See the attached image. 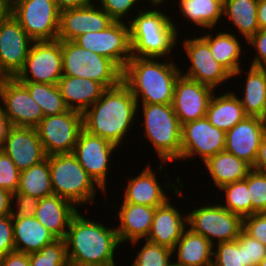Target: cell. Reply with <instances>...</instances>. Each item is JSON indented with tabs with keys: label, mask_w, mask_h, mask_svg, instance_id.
I'll list each match as a JSON object with an SVG mask.
<instances>
[{
	"label": "cell",
	"mask_w": 266,
	"mask_h": 266,
	"mask_svg": "<svg viewBox=\"0 0 266 266\" xmlns=\"http://www.w3.org/2000/svg\"><path fill=\"white\" fill-rule=\"evenodd\" d=\"M137 113L136 99L121 81L106 88L102 96L82 113L83 129L120 147L135 123Z\"/></svg>",
	"instance_id": "1"
},
{
	"label": "cell",
	"mask_w": 266,
	"mask_h": 266,
	"mask_svg": "<svg viewBox=\"0 0 266 266\" xmlns=\"http://www.w3.org/2000/svg\"><path fill=\"white\" fill-rule=\"evenodd\" d=\"M64 240L70 266H116L115 250L121 246L116 228L89 220L78 211Z\"/></svg>",
	"instance_id": "2"
},
{
	"label": "cell",
	"mask_w": 266,
	"mask_h": 266,
	"mask_svg": "<svg viewBox=\"0 0 266 266\" xmlns=\"http://www.w3.org/2000/svg\"><path fill=\"white\" fill-rule=\"evenodd\" d=\"M159 59L132 57L123 69L122 81L129 87L137 105L173 102L176 80L184 70L169 58L165 62Z\"/></svg>",
	"instance_id": "3"
},
{
	"label": "cell",
	"mask_w": 266,
	"mask_h": 266,
	"mask_svg": "<svg viewBox=\"0 0 266 266\" xmlns=\"http://www.w3.org/2000/svg\"><path fill=\"white\" fill-rule=\"evenodd\" d=\"M169 16L158 8L141 9L134 18L126 21L132 57L169 58L180 35L177 24Z\"/></svg>",
	"instance_id": "4"
},
{
	"label": "cell",
	"mask_w": 266,
	"mask_h": 266,
	"mask_svg": "<svg viewBox=\"0 0 266 266\" xmlns=\"http://www.w3.org/2000/svg\"><path fill=\"white\" fill-rule=\"evenodd\" d=\"M139 107L143 109L145 137L156 150L160 163L177 161L181 155L182 126L172 104H140L137 111Z\"/></svg>",
	"instance_id": "5"
},
{
	"label": "cell",
	"mask_w": 266,
	"mask_h": 266,
	"mask_svg": "<svg viewBox=\"0 0 266 266\" xmlns=\"http://www.w3.org/2000/svg\"><path fill=\"white\" fill-rule=\"evenodd\" d=\"M46 158L49 161L53 193L70 201L76 208L78 205L93 203L97 189L103 191L72 153Z\"/></svg>",
	"instance_id": "6"
},
{
	"label": "cell",
	"mask_w": 266,
	"mask_h": 266,
	"mask_svg": "<svg viewBox=\"0 0 266 266\" xmlns=\"http://www.w3.org/2000/svg\"><path fill=\"white\" fill-rule=\"evenodd\" d=\"M63 75L87 78L111 88L122 81L123 71L110 59L80 47L74 41H62Z\"/></svg>",
	"instance_id": "7"
},
{
	"label": "cell",
	"mask_w": 266,
	"mask_h": 266,
	"mask_svg": "<svg viewBox=\"0 0 266 266\" xmlns=\"http://www.w3.org/2000/svg\"><path fill=\"white\" fill-rule=\"evenodd\" d=\"M187 227L215 245L236 240L243 230V218L222 207L219 201L192 209L187 214Z\"/></svg>",
	"instance_id": "8"
},
{
	"label": "cell",
	"mask_w": 266,
	"mask_h": 266,
	"mask_svg": "<svg viewBox=\"0 0 266 266\" xmlns=\"http://www.w3.org/2000/svg\"><path fill=\"white\" fill-rule=\"evenodd\" d=\"M10 13L33 41L57 40L60 10L54 0H17Z\"/></svg>",
	"instance_id": "9"
},
{
	"label": "cell",
	"mask_w": 266,
	"mask_h": 266,
	"mask_svg": "<svg viewBox=\"0 0 266 266\" xmlns=\"http://www.w3.org/2000/svg\"><path fill=\"white\" fill-rule=\"evenodd\" d=\"M63 76L62 41H34L23 69L15 77L19 82L58 85Z\"/></svg>",
	"instance_id": "10"
},
{
	"label": "cell",
	"mask_w": 266,
	"mask_h": 266,
	"mask_svg": "<svg viewBox=\"0 0 266 266\" xmlns=\"http://www.w3.org/2000/svg\"><path fill=\"white\" fill-rule=\"evenodd\" d=\"M36 130L47 156L70 154L83 130L82 113L68 109L62 114L44 117Z\"/></svg>",
	"instance_id": "11"
},
{
	"label": "cell",
	"mask_w": 266,
	"mask_h": 266,
	"mask_svg": "<svg viewBox=\"0 0 266 266\" xmlns=\"http://www.w3.org/2000/svg\"><path fill=\"white\" fill-rule=\"evenodd\" d=\"M74 42L112 60L122 71L132 58L129 24L125 21H115L103 31L82 34Z\"/></svg>",
	"instance_id": "12"
},
{
	"label": "cell",
	"mask_w": 266,
	"mask_h": 266,
	"mask_svg": "<svg viewBox=\"0 0 266 266\" xmlns=\"http://www.w3.org/2000/svg\"><path fill=\"white\" fill-rule=\"evenodd\" d=\"M33 42L11 13L0 22V73L4 78H15L23 69Z\"/></svg>",
	"instance_id": "13"
},
{
	"label": "cell",
	"mask_w": 266,
	"mask_h": 266,
	"mask_svg": "<svg viewBox=\"0 0 266 266\" xmlns=\"http://www.w3.org/2000/svg\"><path fill=\"white\" fill-rule=\"evenodd\" d=\"M225 136L226 132L213 126L206 117L183 124L178 161L198 155L204 163L209 157L225 150Z\"/></svg>",
	"instance_id": "14"
},
{
	"label": "cell",
	"mask_w": 266,
	"mask_h": 266,
	"mask_svg": "<svg viewBox=\"0 0 266 266\" xmlns=\"http://www.w3.org/2000/svg\"><path fill=\"white\" fill-rule=\"evenodd\" d=\"M118 148L100 136L92 135L84 129L80 132L72 154L95 183L106 192L109 161Z\"/></svg>",
	"instance_id": "15"
},
{
	"label": "cell",
	"mask_w": 266,
	"mask_h": 266,
	"mask_svg": "<svg viewBox=\"0 0 266 266\" xmlns=\"http://www.w3.org/2000/svg\"><path fill=\"white\" fill-rule=\"evenodd\" d=\"M0 101L12 126L36 128L44 118L40 105L16 78L1 81Z\"/></svg>",
	"instance_id": "16"
},
{
	"label": "cell",
	"mask_w": 266,
	"mask_h": 266,
	"mask_svg": "<svg viewBox=\"0 0 266 266\" xmlns=\"http://www.w3.org/2000/svg\"><path fill=\"white\" fill-rule=\"evenodd\" d=\"M183 47L188 56L190 67L181 74L205 84L216 91L223 82L232 79V74L212 54L208 43L201 37L184 38Z\"/></svg>",
	"instance_id": "17"
},
{
	"label": "cell",
	"mask_w": 266,
	"mask_h": 266,
	"mask_svg": "<svg viewBox=\"0 0 266 266\" xmlns=\"http://www.w3.org/2000/svg\"><path fill=\"white\" fill-rule=\"evenodd\" d=\"M214 92L205 84L179 75L174 86L172 106L181 126L206 116Z\"/></svg>",
	"instance_id": "18"
},
{
	"label": "cell",
	"mask_w": 266,
	"mask_h": 266,
	"mask_svg": "<svg viewBox=\"0 0 266 266\" xmlns=\"http://www.w3.org/2000/svg\"><path fill=\"white\" fill-rule=\"evenodd\" d=\"M115 20L93 1L86 6L60 11L57 39L74 41L87 32H99L111 26Z\"/></svg>",
	"instance_id": "19"
},
{
	"label": "cell",
	"mask_w": 266,
	"mask_h": 266,
	"mask_svg": "<svg viewBox=\"0 0 266 266\" xmlns=\"http://www.w3.org/2000/svg\"><path fill=\"white\" fill-rule=\"evenodd\" d=\"M264 134V119L246 116L226 132L225 151L232 153L253 167Z\"/></svg>",
	"instance_id": "20"
},
{
	"label": "cell",
	"mask_w": 266,
	"mask_h": 266,
	"mask_svg": "<svg viewBox=\"0 0 266 266\" xmlns=\"http://www.w3.org/2000/svg\"><path fill=\"white\" fill-rule=\"evenodd\" d=\"M24 171L46 159L36 128L12 126L2 149Z\"/></svg>",
	"instance_id": "21"
},
{
	"label": "cell",
	"mask_w": 266,
	"mask_h": 266,
	"mask_svg": "<svg viewBox=\"0 0 266 266\" xmlns=\"http://www.w3.org/2000/svg\"><path fill=\"white\" fill-rule=\"evenodd\" d=\"M169 201L156 207L151 229L145 240L172 250L187 229V215H182Z\"/></svg>",
	"instance_id": "22"
},
{
	"label": "cell",
	"mask_w": 266,
	"mask_h": 266,
	"mask_svg": "<svg viewBox=\"0 0 266 266\" xmlns=\"http://www.w3.org/2000/svg\"><path fill=\"white\" fill-rule=\"evenodd\" d=\"M156 207L122 203L118 209L120 224L116 227L119 242L138 245L146 239L153 222Z\"/></svg>",
	"instance_id": "23"
},
{
	"label": "cell",
	"mask_w": 266,
	"mask_h": 266,
	"mask_svg": "<svg viewBox=\"0 0 266 266\" xmlns=\"http://www.w3.org/2000/svg\"><path fill=\"white\" fill-rule=\"evenodd\" d=\"M155 171L146 165L140 174L128 179V184L124 187L122 203H132L149 207H159L164 205L169 198L164 191V187L158 182Z\"/></svg>",
	"instance_id": "24"
},
{
	"label": "cell",
	"mask_w": 266,
	"mask_h": 266,
	"mask_svg": "<svg viewBox=\"0 0 266 266\" xmlns=\"http://www.w3.org/2000/svg\"><path fill=\"white\" fill-rule=\"evenodd\" d=\"M78 209L70 201L53 194L40 199L34 217L57 239H64Z\"/></svg>",
	"instance_id": "25"
},
{
	"label": "cell",
	"mask_w": 266,
	"mask_h": 266,
	"mask_svg": "<svg viewBox=\"0 0 266 266\" xmlns=\"http://www.w3.org/2000/svg\"><path fill=\"white\" fill-rule=\"evenodd\" d=\"M58 87L66 107L81 113L91 107L106 89L99 82L66 75L60 78Z\"/></svg>",
	"instance_id": "26"
},
{
	"label": "cell",
	"mask_w": 266,
	"mask_h": 266,
	"mask_svg": "<svg viewBox=\"0 0 266 266\" xmlns=\"http://www.w3.org/2000/svg\"><path fill=\"white\" fill-rule=\"evenodd\" d=\"M12 222L15 251L38 252L57 239L35 217L12 216Z\"/></svg>",
	"instance_id": "27"
},
{
	"label": "cell",
	"mask_w": 266,
	"mask_h": 266,
	"mask_svg": "<svg viewBox=\"0 0 266 266\" xmlns=\"http://www.w3.org/2000/svg\"><path fill=\"white\" fill-rule=\"evenodd\" d=\"M177 250V251H176ZM214 245L188 227L172 249L177 254V266H213Z\"/></svg>",
	"instance_id": "28"
},
{
	"label": "cell",
	"mask_w": 266,
	"mask_h": 266,
	"mask_svg": "<svg viewBox=\"0 0 266 266\" xmlns=\"http://www.w3.org/2000/svg\"><path fill=\"white\" fill-rule=\"evenodd\" d=\"M246 116L239 97L231 91L217 97L213 93L205 117L213 126L227 132Z\"/></svg>",
	"instance_id": "29"
},
{
	"label": "cell",
	"mask_w": 266,
	"mask_h": 266,
	"mask_svg": "<svg viewBox=\"0 0 266 266\" xmlns=\"http://www.w3.org/2000/svg\"><path fill=\"white\" fill-rule=\"evenodd\" d=\"M204 164L218 189L226 184L245 179L252 170V166L246 161L225 150L209 157Z\"/></svg>",
	"instance_id": "30"
},
{
	"label": "cell",
	"mask_w": 266,
	"mask_h": 266,
	"mask_svg": "<svg viewBox=\"0 0 266 266\" xmlns=\"http://www.w3.org/2000/svg\"><path fill=\"white\" fill-rule=\"evenodd\" d=\"M210 33H204L201 37L208 43L213 58L232 74V79L239 77L243 70L240 65L241 53L244 52L239 38L226 31L217 32L215 37Z\"/></svg>",
	"instance_id": "31"
},
{
	"label": "cell",
	"mask_w": 266,
	"mask_h": 266,
	"mask_svg": "<svg viewBox=\"0 0 266 266\" xmlns=\"http://www.w3.org/2000/svg\"><path fill=\"white\" fill-rule=\"evenodd\" d=\"M240 100L247 116L264 118L266 115V75L260 67L250 66Z\"/></svg>",
	"instance_id": "32"
},
{
	"label": "cell",
	"mask_w": 266,
	"mask_h": 266,
	"mask_svg": "<svg viewBox=\"0 0 266 266\" xmlns=\"http://www.w3.org/2000/svg\"><path fill=\"white\" fill-rule=\"evenodd\" d=\"M258 0H227L223 16L239 30L246 42L259 30L257 20Z\"/></svg>",
	"instance_id": "33"
},
{
	"label": "cell",
	"mask_w": 266,
	"mask_h": 266,
	"mask_svg": "<svg viewBox=\"0 0 266 266\" xmlns=\"http://www.w3.org/2000/svg\"><path fill=\"white\" fill-rule=\"evenodd\" d=\"M180 13L196 26L209 30L223 17V7L213 0H178Z\"/></svg>",
	"instance_id": "34"
},
{
	"label": "cell",
	"mask_w": 266,
	"mask_h": 266,
	"mask_svg": "<svg viewBox=\"0 0 266 266\" xmlns=\"http://www.w3.org/2000/svg\"><path fill=\"white\" fill-rule=\"evenodd\" d=\"M17 192L42 199L53 195L50 178L49 161L46 158L39 164L33 165L20 172Z\"/></svg>",
	"instance_id": "35"
},
{
	"label": "cell",
	"mask_w": 266,
	"mask_h": 266,
	"mask_svg": "<svg viewBox=\"0 0 266 266\" xmlns=\"http://www.w3.org/2000/svg\"><path fill=\"white\" fill-rule=\"evenodd\" d=\"M29 91L30 96L40 105L44 117L59 115L68 110L58 85L20 82Z\"/></svg>",
	"instance_id": "36"
},
{
	"label": "cell",
	"mask_w": 266,
	"mask_h": 266,
	"mask_svg": "<svg viewBox=\"0 0 266 266\" xmlns=\"http://www.w3.org/2000/svg\"><path fill=\"white\" fill-rule=\"evenodd\" d=\"M219 190L224 192L225 203L220 204L230 212L242 218L251 215V200L247 186V176L245 179L222 186Z\"/></svg>",
	"instance_id": "37"
},
{
	"label": "cell",
	"mask_w": 266,
	"mask_h": 266,
	"mask_svg": "<svg viewBox=\"0 0 266 266\" xmlns=\"http://www.w3.org/2000/svg\"><path fill=\"white\" fill-rule=\"evenodd\" d=\"M30 266H70L64 239H56L38 252L29 254Z\"/></svg>",
	"instance_id": "38"
},
{
	"label": "cell",
	"mask_w": 266,
	"mask_h": 266,
	"mask_svg": "<svg viewBox=\"0 0 266 266\" xmlns=\"http://www.w3.org/2000/svg\"><path fill=\"white\" fill-rule=\"evenodd\" d=\"M130 266H171L172 250L145 240Z\"/></svg>",
	"instance_id": "39"
},
{
	"label": "cell",
	"mask_w": 266,
	"mask_h": 266,
	"mask_svg": "<svg viewBox=\"0 0 266 266\" xmlns=\"http://www.w3.org/2000/svg\"><path fill=\"white\" fill-rule=\"evenodd\" d=\"M213 266H245L244 249L238 239L214 245Z\"/></svg>",
	"instance_id": "40"
},
{
	"label": "cell",
	"mask_w": 266,
	"mask_h": 266,
	"mask_svg": "<svg viewBox=\"0 0 266 266\" xmlns=\"http://www.w3.org/2000/svg\"><path fill=\"white\" fill-rule=\"evenodd\" d=\"M251 215L266 213V174L252 169L247 175Z\"/></svg>",
	"instance_id": "41"
},
{
	"label": "cell",
	"mask_w": 266,
	"mask_h": 266,
	"mask_svg": "<svg viewBox=\"0 0 266 266\" xmlns=\"http://www.w3.org/2000/svg\"><path fill=\"white\" fill-rule=\"evenodd\" d=\"M20 171L11 158L0 150V188L11 193L17 192L19 187Z\"/></svg>",
	"instance_id": "42"
},
{
	"label": "cell",
	"mask_w": 266,
	"mask_h": 266,
	"mask_svg": "<svg viewBox=\"0 0 266 266\" xmlns=\"http://www.w3.org/2000/svg\"><path fill=\"white\" fill-rule=\"evenodd\" d=\"M237 239L238 244L244 249L245 266H258L261 260L266 257V246L247 235L243 230Z\"/></svg>",
	"instance_id": "43"
},
{
	"label": "cell",
	"mask_w": 266,
	"mask_h": 266,
	"mask_svg": "<svg viewBox=\"0 0 266 266\" xmlns=\"http://www.w3.org/2000/svg\"><path fill=\"white\" fill-rule=\"evenodd\" d=\"M96 3L106 11L115 21L124 20L123 17L131 20V18L127 17L130 9L133 10L136 6L137 2L139 4V0H95ZM99 1V2H97ZM127 14V15H126Z\"/></svg>",
	"instance_id": "44"
},
{
	"label": "cell",
	"mask_w": 266,
	"mask_h": 266,
	"mask_svg": "<svg viewBox=\"0 0 266 266\" xmlns=\"http://www.w3.org/2000/svg\"><path fill=\"white\" fill-rule=\"evenodd\" d=\"M39 201L40 199L36 197L22 194L19 192H13L11 202H12V205H13V202L16 205L14 204V207H11L12 208L11 216L34 217L35 212L38 208ZM13 208H16V210Z\"/></svg>",
	"instance_id": "45"
},
{
	"label": "cell",
	"mask_w": 266,
	"mask_h": 266,
	"mask_svg": "<svg viewBox=\"0 0 266 266\" xmlns=\"http://www.w3.org/2000/svg\"><path fill=\"white\" fill-rule=\"evenodd\" d=\"M243 231L266 246V213H255L244 217Z\"/></svg>",
	"instance_id": "46"
},
{
	"label": "cell",
	"mask_w": 266,
	"mask_h": 266,
	"mask_svg": "<svg viewBox=\"0 0 266 266\" xmlns=\"http://www.w3.org/2000/svg\"><path fill=\"white\" fill-rule=\"evenodd\" d=\"M15 251L12 216L0 217V259Z\"/></svg>",
	"instance_id": "47"
},
{
	"label": "cell",
	"mask_w": 266,
	"mask_h": 266,
	"mask_svg": "<svg viewBox=\"0 0 266 266\" xmlns=\"http://www.w3.org/2000/svg\"><path fill=\"white\" fill-rule=\"evenodd\" d=\"M248 45L256 50L250 66L261 67L266 63V29H259L248 41Z\"/></svg>",
	"instance_id": "48"
},
{
	"label": "cell",
	"mask_w": 266,
	"mask_h": 266,
	"mask_svg": "<svg viewBox=\"0 0 266 266\" xmlns=\"http://www.w3.org/2000/svg\"><path fill=\"white\" fill-rule=\"evenodd\" d=\"M0 266H30L29 254L12 251L0 259Z\"/></svg>",
	"instance_id": "49"
},
{
	"label": "cell",
	"mask_w": 266,
	"mask_h": 266,
	"mask_svg": "<svg viewBox=\"0 0 266 266\" xmlns=\"http://www.w3.org/2000/svg\"><path fill=\"white\" fill-rule=\"evenodd\" d=\"M12 124L5 113L4 107L0 101V150L3 149L5 140L8 137V133Z\"/></svg>",
	"instance_id": "50"
},
{
	"label": "cell",
	"mask_w": 266,
	"mask_h": 266,
	"mask_svg": "<svg viewBox=\"0 0 266 266\" xmlns=\"http://www.w3.org/2000/svg\"><path fill=\"white\" fill-rule=\"evenodd\" d=\"M252 169L266 174V133L263 135L258 149L256 162Z\"/></svg>",
	"instance_id": "51"
},
{
	"label": "cell",
	"mask_w": 266,
	"mask_h": 266,
	"mask_svg": "<svg viewBox=\"0 0 266 266\" xmlns=\"http://www.w3.org/2000/svg\"><path fill=\"white\" fill-rule=\"evenodd\" d=\"M12 193L6 189L0 188V217L11 215Z\"/></svg>",
	"instance_id": "52"
},
{
	"label": "cell",
	"mask_w": 266,
	"mask_h": 266,
	"mask_svg": "<svg viewBox=\"0 0 266 266\" xmlns=\"http://www.w3.org/2000/svg\"><path fill=\"white\" fill-rule=\"evenodd\" d=\"M94 0H54L60 11L65 9L83 7L89 5Z\"/></svg>",
	"instance_id": "53"
},
{
	"label": "cell",
	"mask_w": 266,
	"mask_h": 266,
	"mask_svg": "<svg viewBox=\"0 0 266 266\" xmlns=\"http://www.w3.org/2000/svg\"><path fill=\"white\" fill-rule=\"evenodd\" d=\"M257 20L259 29H266V0H258Z\"/></svg>",
	"instance_id": "54"
},
{
	"label": "cell",
	"mask_w": 266,
	"mask_h": 266,
	"mask_svg": "<svg viewBox=\"0 0 266 266\" xmlns=\"http://www.w3.org/2000/svg\"><path fill=\"white\" fill-rule=\"evenodd\" d=\"M10 13V5L6 0H0V22Z\"/></svg>",
	"instance_id": "55"
},
{
	"label": "cell",
	"mask_w": 266,
	"mask_h": 266,
	"mask_svg": "<svg viewBox=\"0 0 266 266\" xmlns=\"http://www.w3.org/2000/svg\"><path fill=\"white\" fill-rule=\"evenodd\" d=\"M164 1L165 0H147V2H150L152 4L151 6H153L155 9H157L158 6H161L160 4L163 5V3H165Z\"/></svg>",
	"instance_id": "56"
},
{
	"label": "cell",
	"mask_w": 266,
	"mask_h": 266,
	"mask_svg": "<svg viewBox=\"0 0 266 266\" xmlns=\"http://www.w3.org/2000/svg\"><path fill=\"white\" fill-rule=\"evenodd\" d=\"M213 1L220 4L222 7H224L225 3L227 2V0H213Z\"/></svg>",
	"instance_id": "57"
},
{
	"label": "cell",
	"mask_w": 266,
	"mask_h": 266,
	"mask_svg": "<svg viewBox=\"0 0 266 266\" xmlns=\"http://www.w3.org/2000/svg\"><path fill=\"white\" fill-rule=\"evenodd\" d=\"M258 266H266V257H264L261 262L258 264Z\"/></svg>",
	"instance_id": "58"
},
{
	"label": "cell",
	"mask_w": 266,
	"mask_h": 266,
	"mask_svg": "<svg viewBox=\"0 0 266 266\" xmlns=\"http://www.w3.org/2000/svg\"><path fill=\"white\" fill-rule=\"evenodd\" d=\"M260 68L264 71V73L266 75V63L263 66H261Z\"/></svg>",
	"instance_id": "59"
},
{
	"label": "cell",
	"mask_w": 266,
	"mask_h": 266,
	"mask_svg": "<svg viewBox=\"0 0 266 266\" xmlns=\"http://www.w3.org/2000/svg\"><path fill=\"white\" fill-rule=\"evenodd\" d=\"M7 1V3L9 4V5H11V4H13L14 2H16L17 0H6Z\"/></svg>",
	"instance_id": "60"
},
{
	"label": "cell",
	"mask_w": 266,
	"mask_h": 266,
	"mask_svg": "<svg viewBox=\"0 0 266 266\" xmlns=\"http://www.w3.org/2000/svg\"><path fill=\"white\" fill-rule=\"evenodd\" d=\"M263 119H264V125H265V133H266V115Z\"/></svg>",
	"instance_id": "61"
},
{
	"label": "cell",
	"mask_w": 266,
	"mask_h": 266,
	"mask_svg": "<svg viewBox=\"0 0 266 266\" xmlns=\"http://www.w3.org/2000/svg\"><path fill=\"white\" fill-rule=\"evenodd\" d=\"M4 79V77L2 76V74L0 73V83L1 81Z\"/></svg>",
	"instance_id": "62"
}]
</instances>
